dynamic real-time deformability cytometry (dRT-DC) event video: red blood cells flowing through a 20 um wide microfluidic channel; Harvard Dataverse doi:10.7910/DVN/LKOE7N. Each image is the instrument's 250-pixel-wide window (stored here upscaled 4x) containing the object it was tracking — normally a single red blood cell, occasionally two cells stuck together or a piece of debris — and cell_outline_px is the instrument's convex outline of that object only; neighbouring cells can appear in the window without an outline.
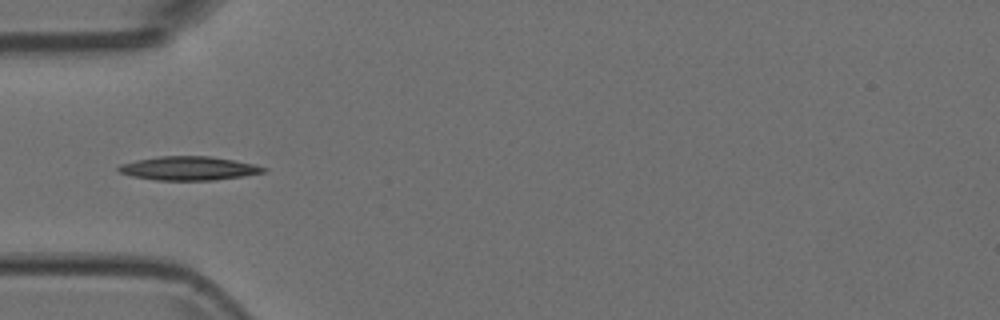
{"species": "Egyptian fruit bat (a non-hibernating species)", "species_latin": "Rousettus aegyptiacus", "temperature_condition": "room temperature", "stored_images_in_passage": 8, "camera_frame_rate_fps": 3000, "um_per_image_px": 0.085, "animal": {"sex": "female"}, "frame": {"image": 1, "passage_image": 4, "time_ms": 1.0, "image_size_px": [1000, 320], "cell_outline_px": [[268, 168], [264, 172], [244, 176], [212, 180], [156, 180], [132, 176], [120, 172], [116, 168], [120, 164], [136, 160], [160, 156], [212, 156], [256, 164]], "centroid_in_image_um": [16.06, 14.3], "position_along_channel_um": 68.9, "area_um2": 20.11}}
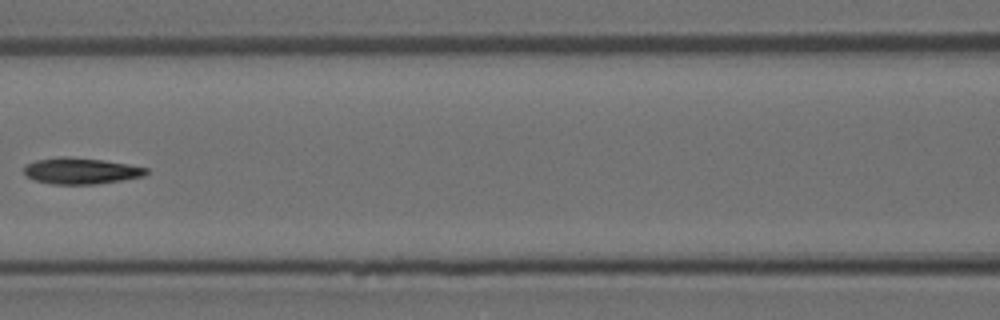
{"frame": {"image": 2, "passage_image": 6, "time_ms": 1.667, "image_size_px": [1000, 320], "cell_outline_px": [[148, 172], [144, 176], [96, 184], [52, 184], [32, 180], [24, 172], [24, 168], [28, 164], [36, 160], [60, 156], [68, 156], [104, 160], [128, 164], [148, 168]], "centroid_in_image_um": [6.87, 14.52], "position_along_channel_um": 159.7, "area_um2": 18.67}}
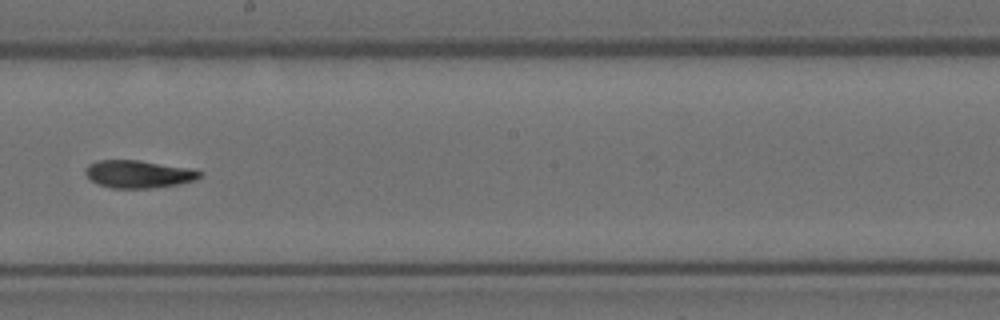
{"frame": {"image": 3, "passage_image": 8, "time_ms": 2.333, "image_size_px": [1000, 320], "cell_outline_px": [[204, 172], [196, 180], [180, 184], [148, 188], [112, 188], [100, 184], [92, 180], [84, 172], [84, 168], [88, 164], [96, 160], [140, 160], [188, 168]], "centroid_in_image_um": [11.77, 14.79], "position_along_channel_um": 236.4, "area_um2": 18.38}}